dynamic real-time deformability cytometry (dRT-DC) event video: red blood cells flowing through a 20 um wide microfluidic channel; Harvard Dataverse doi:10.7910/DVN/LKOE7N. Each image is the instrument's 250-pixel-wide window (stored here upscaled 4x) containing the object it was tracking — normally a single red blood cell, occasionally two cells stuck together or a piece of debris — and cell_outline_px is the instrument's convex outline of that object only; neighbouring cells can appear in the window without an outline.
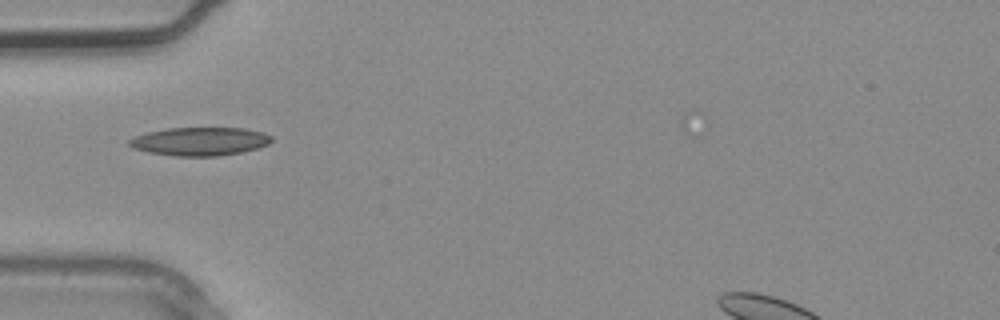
{"species": "common noctule bat (a hibernating species)", "species_latin": "Nyctalus noctula", "temperature_condition": "warm", "stored_images_in_passage": 3, "camera_frame_rate_fps": 3000, "um_per_image_px": 0.085, "animal": {"sex": "male", "body_mass_g": 20.4}, "frame": {"image": 1, "passage_image": 3, "time_ms": 0.667, "image_size_px": [1000, 320], "cell_outline_px": [[272, 140], [268, 144], [256, 148], [240, 152], [216, 156], [176, 156], [148, 152], [132, 148], [128, 144], [128, 140], [136, 136], [148, 132], [168, 128], [244, 128], [264, 132], [272, 136]], "centroid_in_image_um": [16.98, 12.01], "position_along_channel_um": 68.0, "area_um2": 23.41}}